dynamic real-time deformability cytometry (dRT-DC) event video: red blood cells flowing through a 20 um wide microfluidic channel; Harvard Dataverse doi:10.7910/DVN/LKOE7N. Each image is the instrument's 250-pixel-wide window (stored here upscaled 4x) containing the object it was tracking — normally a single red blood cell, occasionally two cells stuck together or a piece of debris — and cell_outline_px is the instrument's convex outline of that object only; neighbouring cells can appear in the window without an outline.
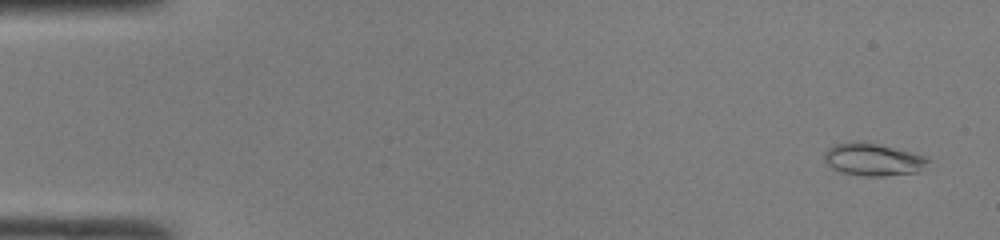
{"species": "common noctule bat (a hibernating species)", "species_latin": "Nyctalus noctula", "temperature_condition": "room temperature", "stored_images_in_passage": 49, "camera_frame_rate_fps": 3000, "um_per_image_px": 0.085, "animal": {"sex": "male", "body_mass_g": 19.0, "forearm_length_mm": 50.8}, "frame": {"image": 1, "passage_image": 3, "time_ms": 0.667, "image_size_px": [1000, 240], "cell_outline_px": [[932, 160], [920, 172], [884, 176], [864, 176], [844, 172], [832, 168], [824, 160], [824, 152], [828, 148], [836, 144], [876, 144], [924, 156]], "centroid_in_image_um": [74.26, 13.61], "position_along_channel_um": 10.7, "area_um2": 18.9}}
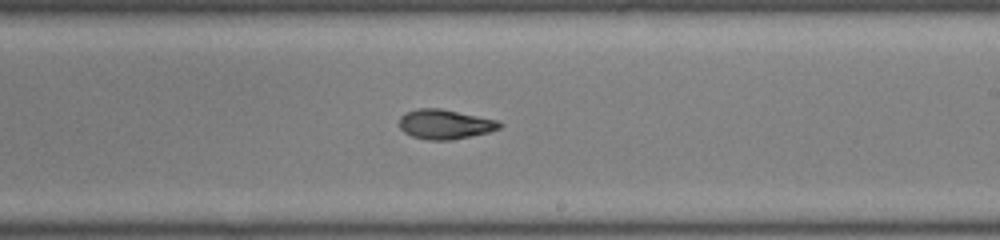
{"frame": {"image": 2, "passage_image": 30, "time_ms": 9.667, "image_size_px": [1000, 240], "cell_outline_px": [[504, 124], [500, 128], [488, 132], [452, 140], [428, 140], [412, 136], [404, 132], [400, 128], [400, 116], [404, 112], [416, 108], [440, 108], [500, 120]], "centroid_in_image_um": [37.83, 10.55], "position_along_channel_um": 251.2, "area_um2": 17.51}}
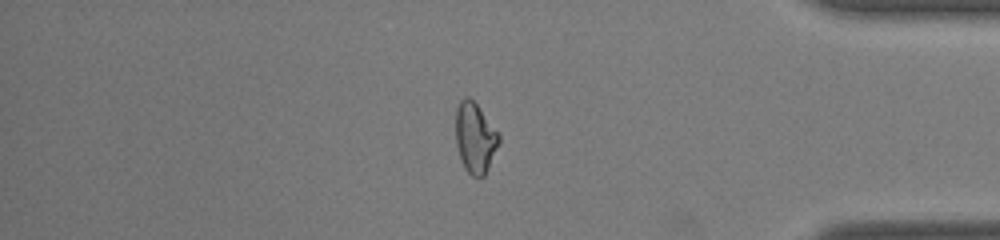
{"frame": {"image": 3, "passage_image": 42, "time_ms": 13.667, "image_size_px": [1000, 240], "cell_outline_px": [[500, 140], [488, 168], [484, 176], [480, 180], [476, 180], [464, 168], [456, 144], [456, 108], [460, 100], [464, 96], [468, 96], [476, 104], [500, 132]], "centroid_in_image_um": [40.39, 11.73], "position_along_channel_um": 394.8, "area_um2": 17.92}, "authors_computed_cell_mechanics": {"area_um2": 17.9758, "velocity_mm_per_s": 4.2325, "shape_relaxation_time_tau1_ms": null, "shape_relaxation_time_tau2_ms": 3.1647, "deformation_change_tau1": null, "deformation_change_tau2": 0.0816}}